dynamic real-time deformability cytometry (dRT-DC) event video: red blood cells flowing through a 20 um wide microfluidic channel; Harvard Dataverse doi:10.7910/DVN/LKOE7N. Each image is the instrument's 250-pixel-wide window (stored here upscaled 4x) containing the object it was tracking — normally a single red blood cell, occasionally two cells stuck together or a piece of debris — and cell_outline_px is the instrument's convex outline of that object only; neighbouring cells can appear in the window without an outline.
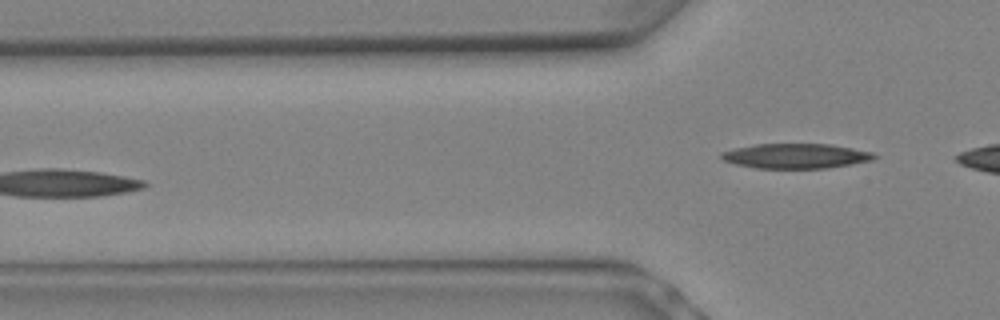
{"species": "Egyptian fruit bat (a non-hibernating species)", "species_latin": "Rousettus aegyptiacus", "temperature_condition": "warm", "stored_images_in_passage": 8, "segment_of_instrument_passage": [2, 2], "camera_frame_rate_fps": 3000, "um_per_image_px": 0.085, "animal": {"sex": "female"}, "frame": {"image": 1, "passage_image": 8, "time_ms": 2.333, "image_size_px": [1000, 320], "cell_outline_px": [[876, 156], [872, 160], [852, 164], [828, 168], [756, 168], [736, 164], [724, 160], [720, 156], [720, 152], [736, 148], [756, 144], [828, 144], [852, 148], [872, 152]], "centroid_in_image_um": [67.64, 13.26], "position_along_channel_um": 58.2, "area_um2": 21.96}}